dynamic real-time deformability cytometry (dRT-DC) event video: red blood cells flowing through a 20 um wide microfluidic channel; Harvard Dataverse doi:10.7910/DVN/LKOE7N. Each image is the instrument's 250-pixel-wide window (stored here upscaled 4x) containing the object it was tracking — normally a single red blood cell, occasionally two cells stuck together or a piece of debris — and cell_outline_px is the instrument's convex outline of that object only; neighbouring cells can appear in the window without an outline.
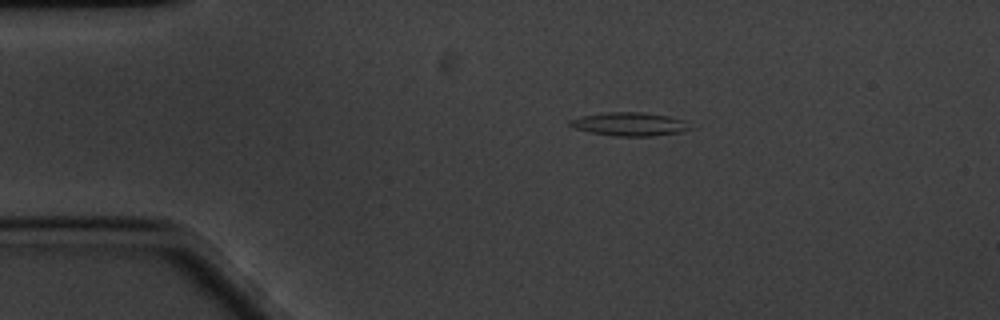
{"species": "common noctule bat (a hibernating species)", "species_latin": "Nyctalus noctula", "temperature_condition": "cold", "stored_images_in_passage": 37, "camera_frame_rate_fps": 3000, "um_per_image_px": 0.085, "animal": {"sex": "male", "body_mass_g": 20.1, "forearm_length_mm": 53.5}, "frame": {"image": 1, "passage_image": 1, "time_ms": 0.0, "image_size_px": [1000, 320], "cell_outline_px": [[696, 128], [684, 132], [652, 136], [616, 136], [592, 132], [576, 128], [568, 124], [568, 120], [580, 116], [608, 112], [640, 112], [668, 116], [684, 120]], "centroid_in_image_um": [53.59, 10.55], "position_along_channel_um": 31.4, "area_um2": 16.53}}
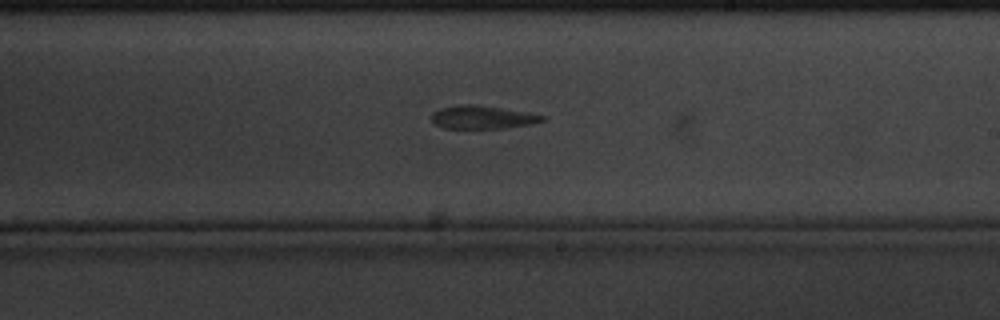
{"frame": {"image": 2, "passage_image": 25, "time_ms": 8.0, "image_size_px": [1000, 320], "cell_outline_px": [[544, 120], [532, 124], [500, 128], [444, 128], [436, 124], [432, 120], [432, 112], [440, 108], [460, 104], [472, 104], [528, 112], [544, 116]], "centroid_in_image_um": [40.98, 9.96], "position_along_channel_um": 248.0, "area_um2": 14.74}}
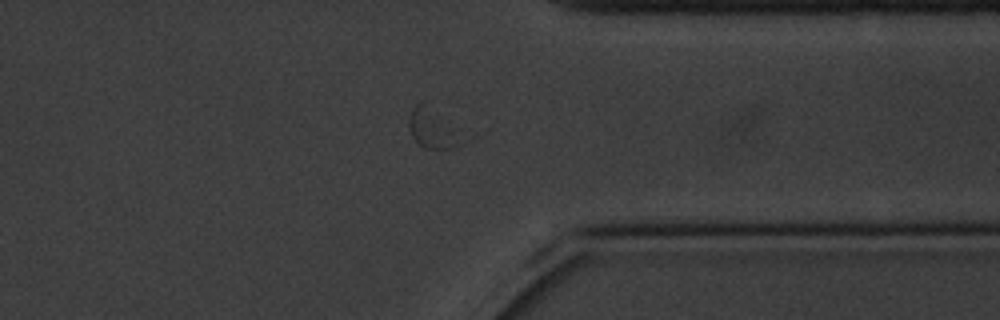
{"frame": {"image": 3, "passage_image": 37, "time_ms": 12.0, "image_size_px": [1000, 320], "cell_outline_px": [[460, 140], [452, 148], [424, 148], [412, 136], [408, 128], [408, 116], [412, 108], [420, 100], [424, 100], [452, 128]], "centroid_in_image_um": [36.59, 10.86], "position_along_channel_um": 374.8, "area_um2": 11.44}}